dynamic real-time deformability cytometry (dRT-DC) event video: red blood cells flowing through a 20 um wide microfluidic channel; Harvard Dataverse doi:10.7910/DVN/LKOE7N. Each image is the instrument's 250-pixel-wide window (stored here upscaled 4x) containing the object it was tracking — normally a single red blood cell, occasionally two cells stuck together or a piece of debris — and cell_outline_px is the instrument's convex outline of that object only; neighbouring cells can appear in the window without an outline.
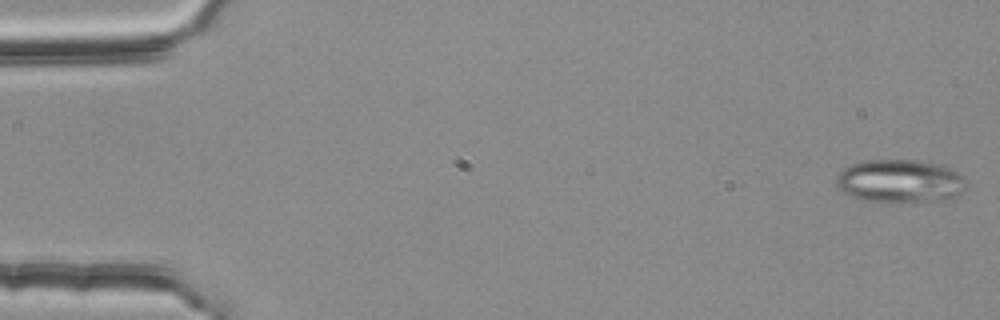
{"species": "common noctule bat (a hibernating species)", "species_latin": "Nyctalus noctula", "temperature_condition": "room temperature", "stored_images_in_passage": 5, "camera_frame_rate_fps": 3000, "um_per_image_px": 0.085, "animal": {"sex": "female", "body_mass_g": 25.1}, "frame": {"image": 1, "passage_image": 1, "time_ms": 0.0, "image_size_px": [1000, 320], "cell_outline_px": [[964, 188], [956, 196], [944, 200], [860, 200], [836, 188], [836, 176], [844, 168], [860, 160], [916, 160], [944, 164], [964, 176]], "centroid_in_image_um": [76.48, 15.35], "position_along_channel_um": 8.5, "area_um2": 32.31}}